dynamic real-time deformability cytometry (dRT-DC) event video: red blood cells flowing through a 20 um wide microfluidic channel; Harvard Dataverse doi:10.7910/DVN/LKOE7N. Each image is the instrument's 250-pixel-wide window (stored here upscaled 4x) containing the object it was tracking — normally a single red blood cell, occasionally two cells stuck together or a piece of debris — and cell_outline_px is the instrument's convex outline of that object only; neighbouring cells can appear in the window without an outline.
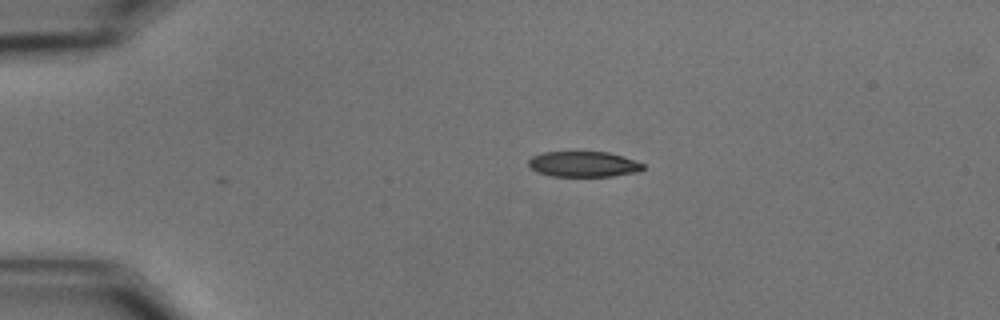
{"species": "common noctule bat (a hibernating species)", "species_latin": "Nyctalus noctula", "temperature_condition": "cold", "stored_images_in_passage": 2, "camera_frame_rate_fps": 3000, "um_per_image_px": 0.085, "animal": {"sex": "male", "body_mass_g": 15.6}, "frame": {"image": 1, "passage_image": 2, "time_ms": 0.333, "image_size_px": [1000, 320], "cell_outline_px": [[644, 168], [640, 172], [612, 176], [552, 176], [536, 172], [528, 168], [528, 160], [532, 156], [544, 152], [608, 152], [624, 156], [644, 164]], "centroid_in_image_um": [49.59, 13.96], "position_along_channel_um": 35.4, "area_um2": 17.22}}